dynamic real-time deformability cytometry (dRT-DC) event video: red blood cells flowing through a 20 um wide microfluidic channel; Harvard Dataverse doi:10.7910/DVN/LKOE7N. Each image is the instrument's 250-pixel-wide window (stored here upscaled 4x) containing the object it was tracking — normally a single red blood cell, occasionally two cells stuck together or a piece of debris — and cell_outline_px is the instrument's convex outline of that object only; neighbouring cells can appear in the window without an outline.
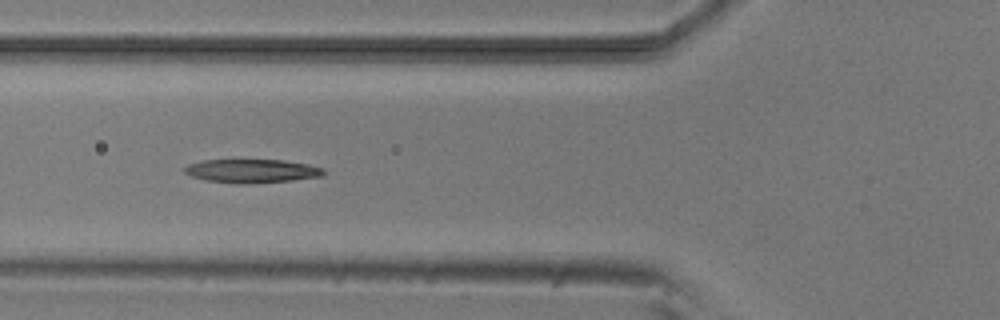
{"species": "common noctule bat (a hibernating species)", "species_latin": "Nyctalus noctula", "temperature_condition": "room temperature", "stored_images_in_passage": 10, "camera_frame_rate_fps": 3000, "um_per_image_px": 0.085, "animal": {"sex": "male", "body_mass_g": 20.5, "forearm_length_mm": 52.5}, "frame": {"image": 1, "passage_image": 5, "time_ms": 5.333, "image_size_px": [1000, 320], "cell_outline_px": [[324, 176], [292, 180], [244, 184], [236, 184], [204, 180], [192, 176], [184, 172], [184, 168], [188, 164], [204, 160], [284, 160], [324, 168]], "centroid_in_image_um": [21.38, 14.54], "position_along_channel_um": 104.4, "area_um2": 19.07}}
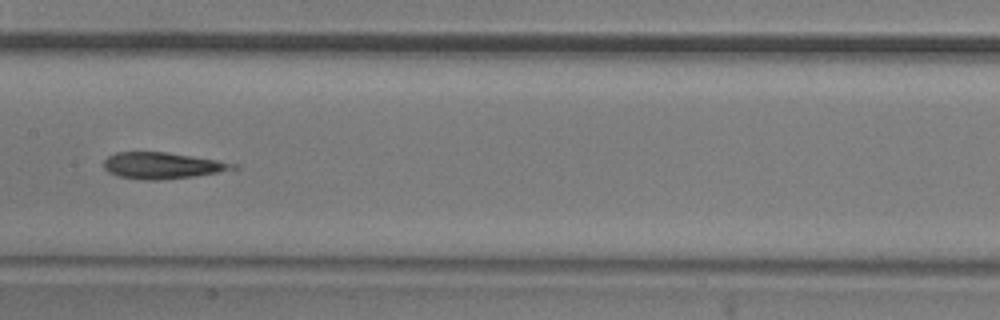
{"frame": {"image": 2, "passage_image": 7, "time_ms": 7.667, "image_size_px": [1000, 320], "cell_outline_px": [[240, 168], [196, 176], [160, 180], [144, 180], [116, 176], [108, 172], [104, 168], [104, 160], [108, 156], [116, 152], [164, 152], [216, 160], [236, 164]], "centroid_in_image_um": [13.76, 14.08], "position_along_channel_um": 193.6, "area_um2": 19.77}}
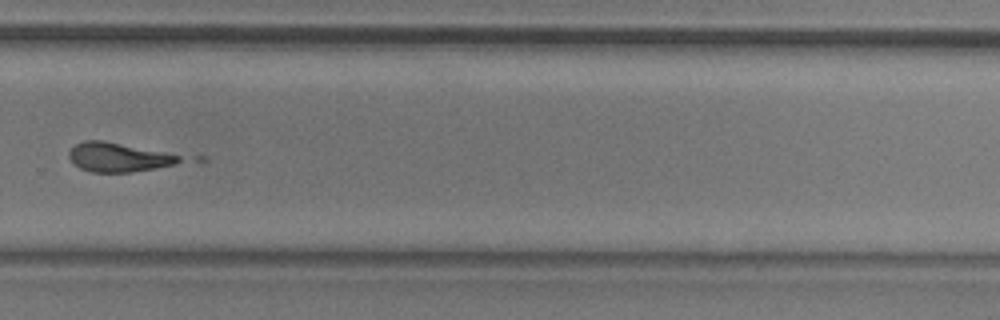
{"frame": {"image": 3, "passage_image": 10, "time_ms": 11.0, "image_size_px": [1000, 320], "cell_outline_px": [[184, 160], [176, 164], [132, 172], [92, 172], [80, 168], [72, 164], [68, 156], [68, 152], [76, 144], [84, 140], [104, 140], [164, 152], [180, 156]], "centroid_in_image_um": [10.02, 13.36], "position_along_channel_um": 319.8, "area_um2": 18.79}}